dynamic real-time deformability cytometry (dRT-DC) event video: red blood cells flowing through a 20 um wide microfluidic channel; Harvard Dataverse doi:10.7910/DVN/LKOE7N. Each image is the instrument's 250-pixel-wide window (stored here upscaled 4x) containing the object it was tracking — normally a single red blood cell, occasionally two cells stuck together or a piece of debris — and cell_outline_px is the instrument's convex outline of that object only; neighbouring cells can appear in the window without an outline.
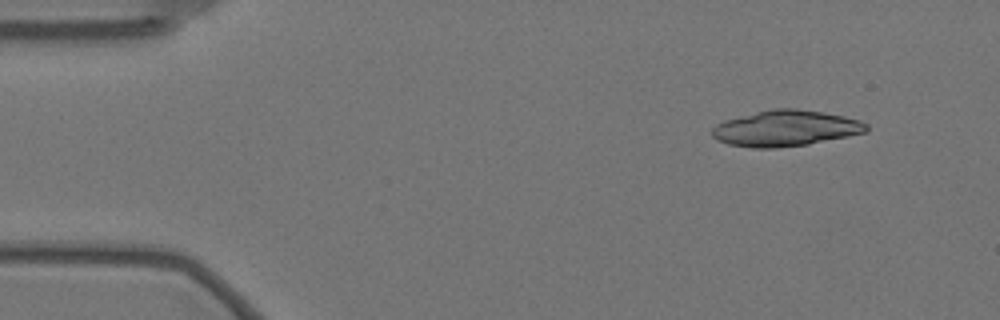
{"species": "Egyptian fruit bat (a non-hibernating species)", "species_latin": "Rousettus aegyptiacus", "temperature_condition": "warm", "stored_images_in_passage": 17, "camera_frame_rate_fps": 3000, "um_per_image_px": 0.085, "animal": {"sex": "female"}, "frame": {"image": 1, "passage_image": 5, "time_ms": 1.333, "image_size_px": [1000, 320], "cell_outline_px": [[868, 132], [808, 144], [776, 148], [752, 148], [728, 144], [716, 140], [712, 136], [712, 128], [716, 124], [724, 120], [772, 108], [796, 108], [824, 112], [844, 116], [860, 120], [868, 124]], "centroid_in_image_um": [66.78, 10.9], "position_along_channel_um": 18.2, "area_um2": 32.48}}